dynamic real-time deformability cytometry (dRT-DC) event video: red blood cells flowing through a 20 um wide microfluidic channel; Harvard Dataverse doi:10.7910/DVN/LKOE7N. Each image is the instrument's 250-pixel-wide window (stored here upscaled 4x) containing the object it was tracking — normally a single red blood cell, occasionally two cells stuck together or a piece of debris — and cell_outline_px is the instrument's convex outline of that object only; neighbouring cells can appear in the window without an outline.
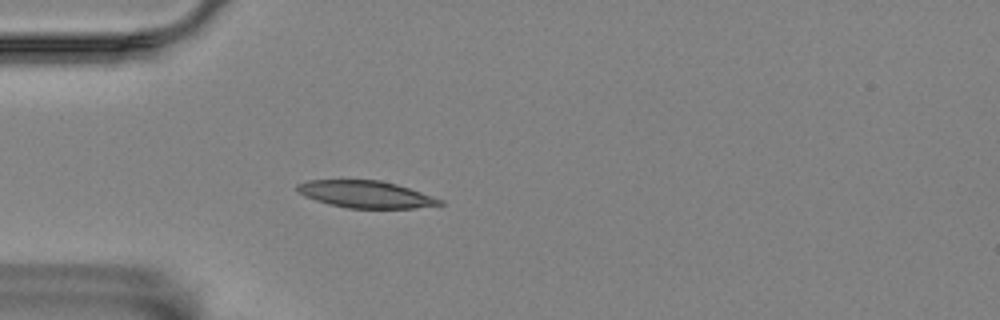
{"species": "Egyptian fruit bat (a non-hibernating species)", "species_latin": "Rousettus aegyptiacus", "temperature_condition": "room temperature", "stored_images_in_passage": 3, "camera_frame_rate_fps": 3000, "um_per_image_px": 0.085, "animal": {"sex": "female"}, "frame": {"image": 1, "passage_image": 3, "time_ms": 2.333, "image_size_px": [1000, 320], "cell_outline_px": [[444, 204], [416, 208], [348, 208], [328, 204], [304, 196], [296, 188], [296, 184], [308, 180], [380, 180], [396, 184], [444, 200]], "centroid_in_image_um": [31.08, 16.52], "position_along_channel_um": 53.9, "area_um2": 22.37}}